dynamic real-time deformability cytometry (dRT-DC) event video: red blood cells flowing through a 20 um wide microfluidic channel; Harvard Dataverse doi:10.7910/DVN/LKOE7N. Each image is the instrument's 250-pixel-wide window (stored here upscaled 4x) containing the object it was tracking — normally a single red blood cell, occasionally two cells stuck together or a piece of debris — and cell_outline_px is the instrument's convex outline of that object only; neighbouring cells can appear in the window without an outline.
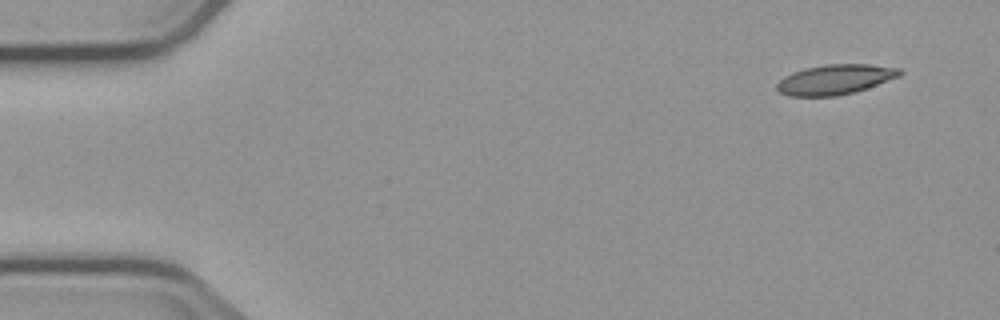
{"species": "common noctule bat (a hibernating species)", "species_latin": "Nyctalus noctula", "temperature_condition": "cold", "stored_images_in_passage": 7, "camera_frame_rate_fps": 3000, "um_per_image_px": 0.085, "animal": {"sex": "male", "body_mass_g": 23.1, "forearm_length_mm": 52.7}, "frame": {"image": 1, "passage_image": 1, "time_ms": 0.0, "image_size_px": [1000, 320], "cell_outline_px": [[904, 72], [900, 76], [856, 92], [836, 96], [788, 96], [780, 92], [776, 88], [776, 84], [784, 76], [792, 72], [804, 68], [824, 64], [868, 64], [900, 68]], "centroid_in_image_um": [70.99, 6.75], "position_along_channel_um": 14.0, "area_um2": 21.62}}
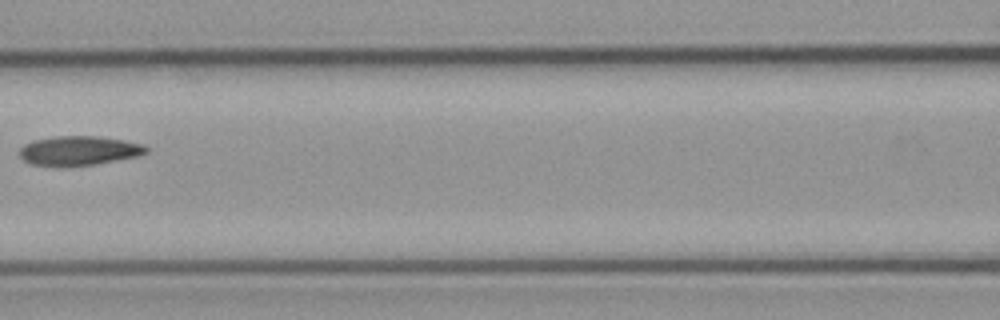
{"frame": {"image": 2, "passage_image": 6, "time_ms": 7.0, "image_size_px": [1000, 320], "cell_outline_px": [[148, 152], [136, 156], [92, 164], [32, 164], [24, 160], [20, 156], [20, 148], [24, 144], [32, 140], [56, 136], [96, 136], [124, 140], [144, 144], [148, 148]], "centroid_in_image_um": [6.72, 12.76], "position_along_channel_um": 159.9, "area_um2": 20.92}}
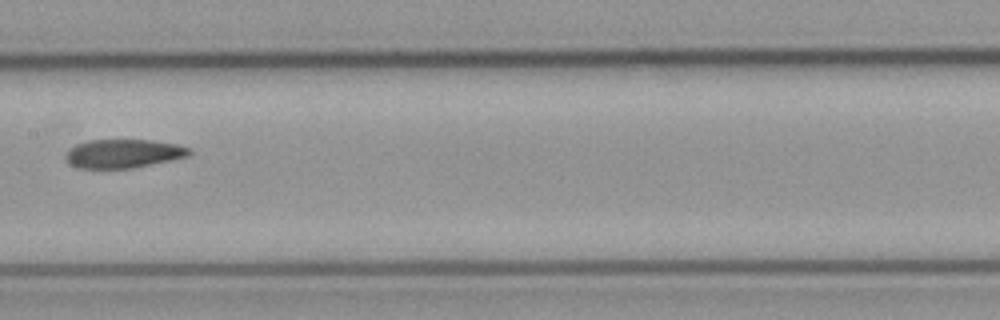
{"frame": {"image": 3, "passage_image": 7, "time_ms": 8.0, "image_size_px": [1000, 320], "cell_outline_px": [[192, 152], [188, 156], [132, 168], [80, 168], [72, 164], [64, 156], [76, 144], [88, 140], [152, 140], [176, 144], [192, 148]], "centroid_in_image_um": [10.53, 13.04], "position_along_channel_um": 196.9, "area_um2": 20.4}}